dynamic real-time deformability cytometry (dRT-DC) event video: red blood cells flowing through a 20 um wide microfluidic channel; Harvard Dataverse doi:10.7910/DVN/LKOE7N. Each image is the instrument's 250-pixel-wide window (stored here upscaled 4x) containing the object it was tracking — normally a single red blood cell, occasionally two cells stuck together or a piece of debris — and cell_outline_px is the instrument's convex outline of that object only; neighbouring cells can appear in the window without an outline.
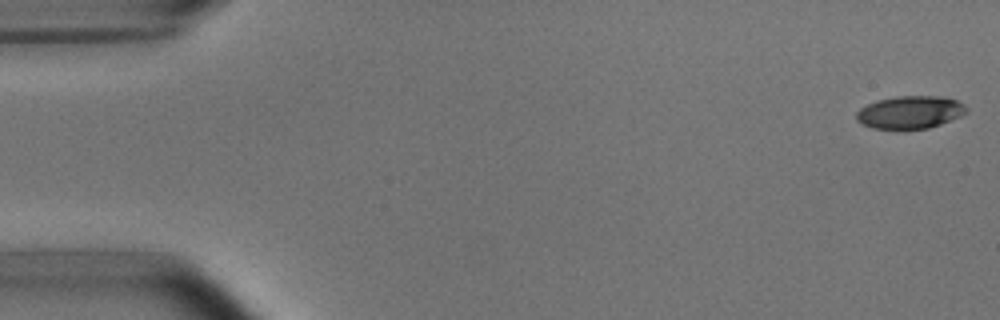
{"species": "common noctule bat (a hibernating species)", "species_latin": "Nyctalus noctula", "temperature_condition": "room temperature", "stored_images_in_passage": 52, "camera_frame_rate_fps": 3000, "um_per_image_px": 0.085, "animal": {"sex": "male", "body_mass_g": 15.6}, "frame": {"image": 1, "passage_image": 1, "time_ms": 0.0, "image_size_px": [1000, 320], "cell_outline_px": [[968, 112], [960, 116], [940, 124], [928, 128], [904, 132], [872, 128], [860, 124], [856, 120], [856, 112], [860, 108], [876, 100], [896, 96], [940, 96], [956, 100], [964, 104], [968, 108]], "centroid_in_image_um": [77.32, 9.58], "position_along_channel_um": 7.7, "area_um2": 21.73}}
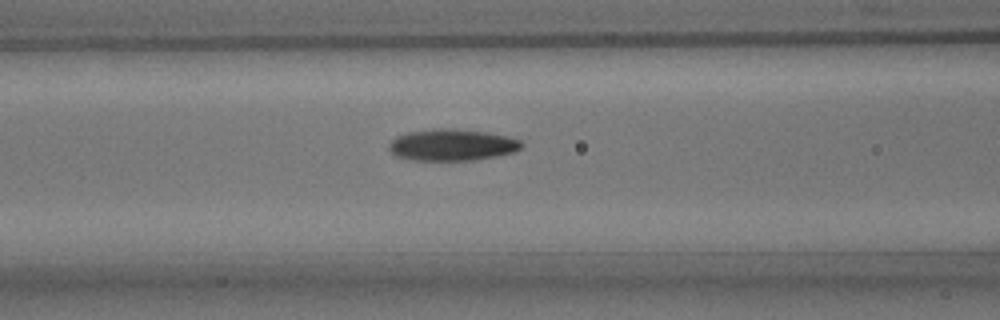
{"frame": {"image": 2, "passage_image": 21, "time_ms": 6.667, "image_size_px": [1000, 320], "cell_outline_px": [[524, 144], [516, 152], [476, 160], [412, 160], [396, 156], [388, 148], [388, 144], [396, 136], [408, 132], [432, 128], [452, 128], [488, 132], [520, 140]], "centroid_in_image_um": [38.41, 12.31], "position_along_channel_um": 128.2, "area_um2": 24.57}}
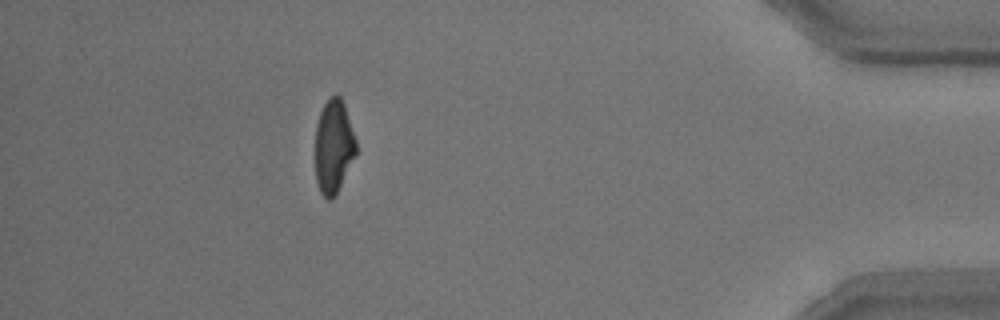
{"frame": {"image": 3, "passage_image": 47, "time_ms": 15.333, "image_size_px": [1000, 320], "cell_outline_px": [[356, 152], [332, 200], [328, 200], [320, 192], [316, 180], [316, 124], [320, 112], [328, 96], [336, 92], [340, 96], [344, 104], [356, 140]], "centroid_in_image_um": [28.34, 12.38], "position_along_channel_um": 406.9, "area_um2": 21.96}, "authors_computed_cell_mechanics": {"area_um2": 23.12, "velocity_mm_per_s": 3.8157, "shape_relaxation_time_tau1_ms": 3.4805, "shape_relaxation_time_tau2_ms": 1.9904, "deformation_change_tau1": 0.152, "deformation_change_tau2": 0.0896}}